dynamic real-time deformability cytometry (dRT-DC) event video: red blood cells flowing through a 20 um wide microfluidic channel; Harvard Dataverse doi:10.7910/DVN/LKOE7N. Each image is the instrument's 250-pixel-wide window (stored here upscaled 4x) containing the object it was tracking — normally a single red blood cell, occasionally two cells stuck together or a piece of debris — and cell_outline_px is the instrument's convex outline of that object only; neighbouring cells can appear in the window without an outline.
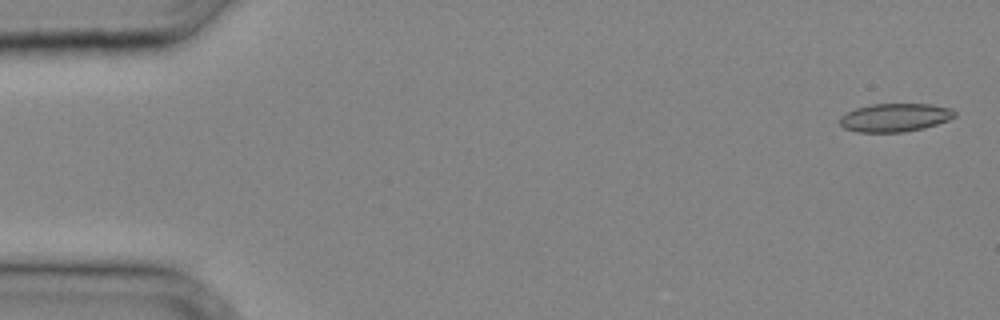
{"species": "common noctule bat (a hibernating species)", "species_latin": "Nyctalus noctula", "temperature_condition": "cold", "stored_images_in_passage": 32, "camera_frame_rate_fps": 3000, "um_per_image_px": 0.085, "animal": {"sex": "male", "body_mass_g": 20.4}, "frame": {"image": 1, "passage_image": 1, "time_ms": 0.0, "image_size_px": [1000, 320], "cell_outline_px": [[956, 116], [948, 120], [924, 128], [904, 132], [856, 132], [844, 128], [840, 124], [840, 116], [856, 108], [868, 104], [932, 104], [952, 108], [956, 112]], "centroid_in_image_um": [76.08, 9.99], "position_along_channel_um": 8.9, "area_um2": 19.07}}
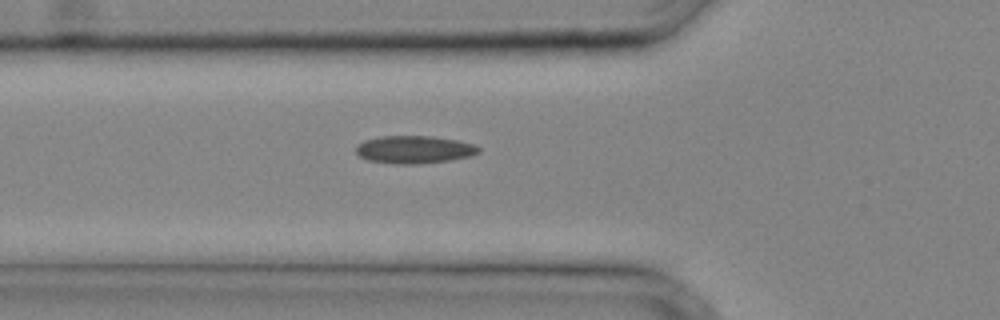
{"frame": {"image": 2, "passage_image": 12, "time_ms": 3.667, "image_size_px": [1000, 320], "cell_outline_px": [[480, 152], [468, 156], [452, 160], [420, 164], [396, 164], [368, 160], [360, 156], [356, 152], [356, 144], [364, 140], [380, 136], [432, 136], [456, 140], [472, 144], [480, 148]], "centroid_in_image_um": [35.18, 12.71], "position_along_channel_um": 90.6, "area_um2": 19.83}}
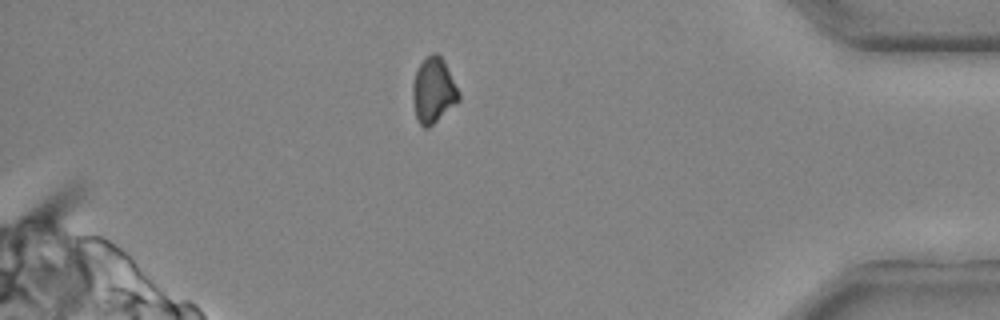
{"frame": {"image": 3, "passage_image": 30, "time_ms": 9.667, "image_size_px": [1000, 320], "cell_outline_px": [[460, 100], [456, 104], [428, 128], [424, 128], [420, 124], [416, 116], [412, 100], [412, 84], [416, 72], [420, 64], [432, 52], [436, 52], [444, 60], [460, 96]], "centroid_in_image_um": [36.82, 7.7], "position_along_channel_um": 398.4, "area_um2": 17.34}}